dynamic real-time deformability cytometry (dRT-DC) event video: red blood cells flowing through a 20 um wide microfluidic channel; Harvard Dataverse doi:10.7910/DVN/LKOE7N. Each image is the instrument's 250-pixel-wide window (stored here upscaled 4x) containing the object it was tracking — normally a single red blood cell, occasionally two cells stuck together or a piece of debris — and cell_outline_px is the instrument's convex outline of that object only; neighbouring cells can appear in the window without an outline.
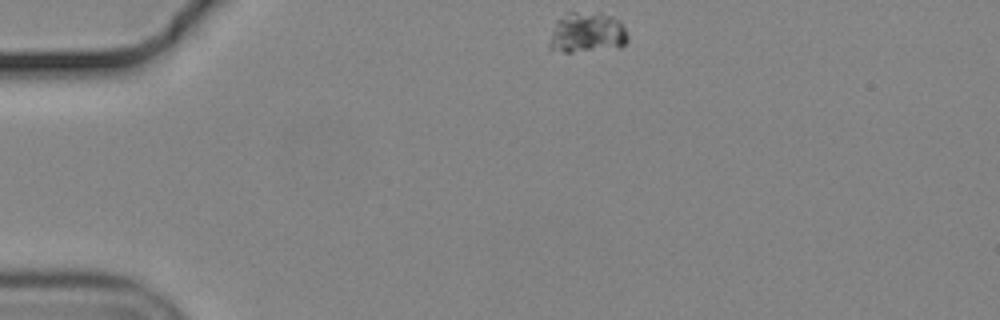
{"species": "common noctule bat (a hibernating species)", "species_latin": "Nyctalus noctula", "temperature_condition": "cold", "stored_images_in_passage": 48, "camera_frame_rate_fps": 3000, "um_per_image_px": 0.085, "animal": {"sex": "male", "body_mass_g": 19.2, "forearm_length_mm": 51.8}, "frame": {"image": 1, "passage_image": 1, "time_ms": 0.0, "image_size_px": [1000, 320], "cell_outline_px": [[628, 40], [620, 48], [572, 52], [564, 52], [548, 48], [548, 44], [556, 20], [568, 12], [600, 12], [612, 16], [624, 28], [628, 36]], "centroid_in_image_um": [49.89, 2.78], "position_along_channel_um": 35.1, "area_um2": 18.61}}
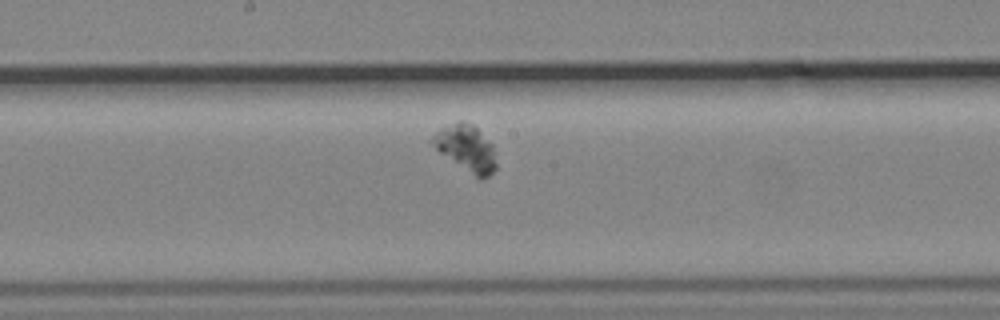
{"frame": {"image": 2, "passage_image": 21, "time_ms": 6.667, "image_size_px": [1000, 320], "cell_outline_px": [[496, 168], [488, 176], [480, 180], [440, 152], [428, 140], [440, 128], [460, 120], [464, 120], [472, 124], [492, 144], [496, 152]], "centroid_in_image_um": [39.63, 12.59], "position_along_channel_um": 208.6, "area_um2": 17.17}}
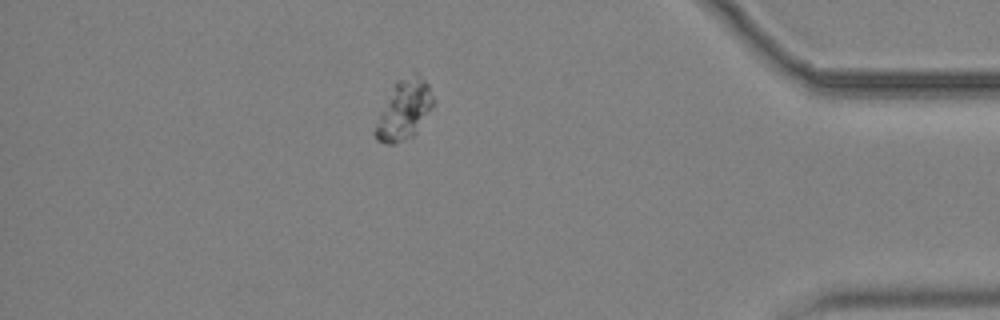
{"frame": {"image": 3, "passage_image": 41, "time_ms": 13.333, "image_size_px": [1000, 320], "cell_outline_px": [[436, 100], [432, 108], [412, 136], [396, 144], [388, 144], [376, 140], [372, 132], [396, 80], [416, 72], [428, 84]], "centroid_in_image_um": [34.36, 9.33], "position_along_channel_um": 400.8, "area_um2": 19.94}, "authors_computed_cell_mechanics": {"area_um2": 18.2648, "velocity_mm_per_s": 3.4175, "shape_relaxation_time_tau1_ms": 4.3513, "shape_relaxation_time_tau2_ms": null, "deformation_change_tau1": 0.0969, "deformation_change_tau2": null}}